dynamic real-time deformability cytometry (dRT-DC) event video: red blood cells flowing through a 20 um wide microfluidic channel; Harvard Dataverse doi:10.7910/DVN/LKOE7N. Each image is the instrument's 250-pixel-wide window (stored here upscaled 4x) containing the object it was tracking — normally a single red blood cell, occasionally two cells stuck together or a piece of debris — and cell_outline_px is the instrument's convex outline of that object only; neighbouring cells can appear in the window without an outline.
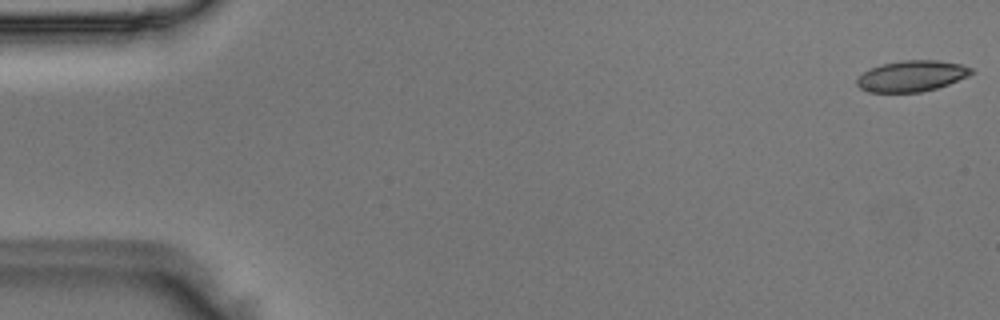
{"species": "Egyptian fruit bat (a non-hibernating species)", "species_latin": "Rousettus aegyptiacus", "temperature_condition": "room temperature", "stored_images_in_passage": 47, "camera_frame_rate_fps": 3000, "um_per_image_px": 0.085, "animal": {"sex": "male"}, "frame": {"image": 1, "passage_image": 1, "time_ms": 0.0, "image_size_px": [1000, 320], "cell_outline_px": [[976, 72], [968, 76], [948, 84], [936, 88], [920, 92], [868, 92], [860, 88], [856, 84], [856, 80], [864, 72], [880, 64], [904, 60], [936, 60], [960, 64], [972, 68]], "centroid_in_image_um": [77.5, 6.46], "position_along_channel_um": 7.5, "area_um2": 20.58}}
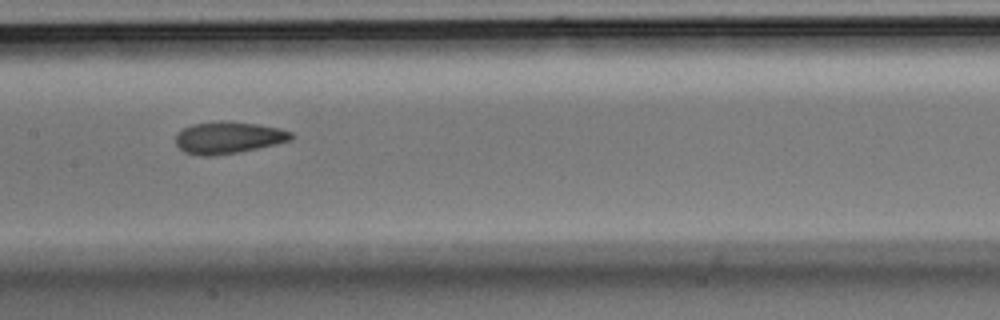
{"frame": {"image": 2, "passage_image": 25, "time_ms": 8.0, "image_size_px": [1000, 320], "cell_outline_px": [[296, 136], [292, 140], [276, 144], [236, 152], [212, 156], [200, 156], [184, 152], [176, 144], [176, 132], [192, 124], [220, 120], [256, 124], [280, 128], [292, 132]], "centroid_in_image_um": [19.41, 11.69], "position_along_channel_um": 188.0, "area_um2": 21.56}}
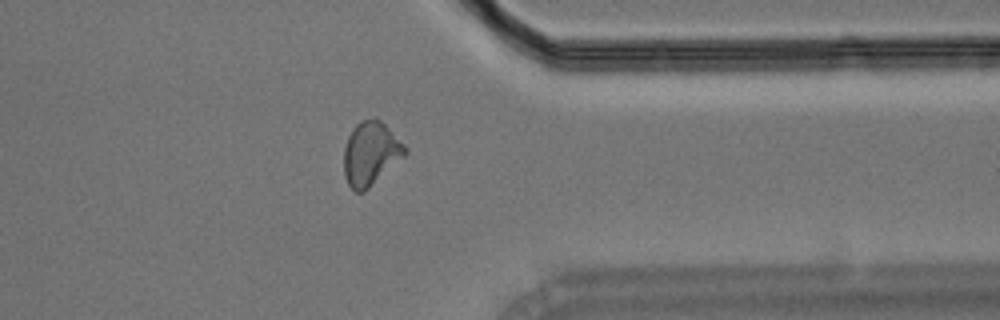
{"frame": {"image": 3, "passage_image": 40, "time_ms": 13.0, "image_size_px": [1000, 320], "cell_outline_px": [[408, 152], [404, 156], [364, 192], [356, 192], [348, 184], [344, 176], [344, 148], [348, 136], [356, 124], [360, 120], [376, 116], [408, 148]], "centroid_in_image_um": [31.49, 13.03], "position_along_channel_um": 379.9, "area_um2": 22.6}}